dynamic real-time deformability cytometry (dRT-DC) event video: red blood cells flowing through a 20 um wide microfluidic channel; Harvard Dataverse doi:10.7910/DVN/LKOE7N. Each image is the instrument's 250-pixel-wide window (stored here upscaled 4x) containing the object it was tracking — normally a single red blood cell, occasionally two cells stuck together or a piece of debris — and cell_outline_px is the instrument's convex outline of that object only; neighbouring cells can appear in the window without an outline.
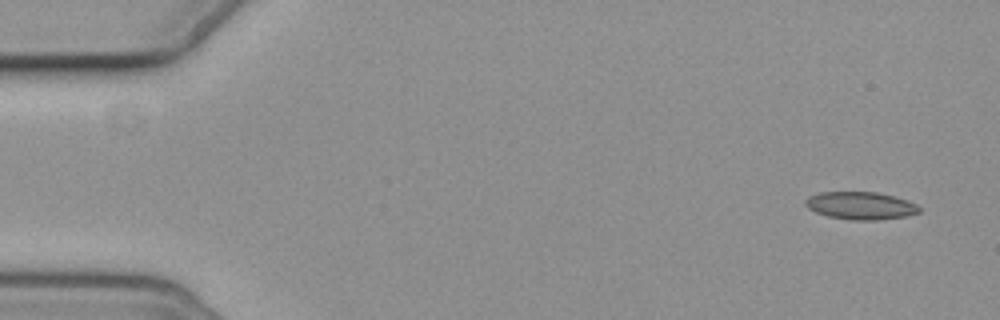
{"species": "common noctule bat (a hibernating species)", "species_latin": "Nyctalus noctula", "temperature_condition": "cold", "stored_images_in_passage": 2, "camera_frame_rate_fps": 3000, "um_per_image_px": 0.085, "animal": {"sex": "female", "body_mass_g": 19.3, "forearm_length_mm": 54.1}, "frame": {"image": 1, "passage_image": 2, "time_ms": 1.667, "image_size_px": [1000, 320], "cell_outline_px": [[920, 212], [908, 216], [880, 220], [852, 220], [828, 216], [816, 212], [808, 208], [804, 204], [804, 200], [808, 196], [820, 192], [876, 192], [908, 200], [916, 204], [920, 208]], "centroid_in_image_um": [73.15, 17.48], "position_along_channel_um": 11.9, "area_um2": 18.44}}